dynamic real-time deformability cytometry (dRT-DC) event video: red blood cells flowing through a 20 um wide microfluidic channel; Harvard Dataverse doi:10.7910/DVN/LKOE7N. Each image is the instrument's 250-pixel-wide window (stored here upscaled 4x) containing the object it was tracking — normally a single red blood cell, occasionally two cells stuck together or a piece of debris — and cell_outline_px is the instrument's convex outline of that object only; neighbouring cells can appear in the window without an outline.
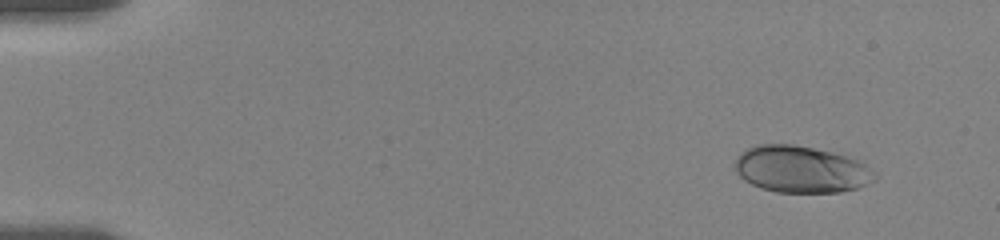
{"species": "human", "species_latin": "Homo sapiens", "temperature_condition": "room temperature", "stored_images_in_passage": 49, "camera_frame_rate_fps": 3000, "um_per_image_px": 0.085, "donor": {"sex": "female"}, "frame": {"image": 1, "passage_image": 1, "time_ms": 0.0, "image_size_px": [1000, 240], "cell_outline_px": [[876, 180], [868, 184], [856, 188], [840, 192], [776, 192], [760, 188], [744, 180], [736, 172], [732, 164], [736, 156], [740, 152], [756, 144], [792, 144], [832, 152], [860, 160], [876, 172]], "centroid_in_image_um": [68.07, 14.39], "position_along_channel_um": 16.9, "area_um2": 38.49}}
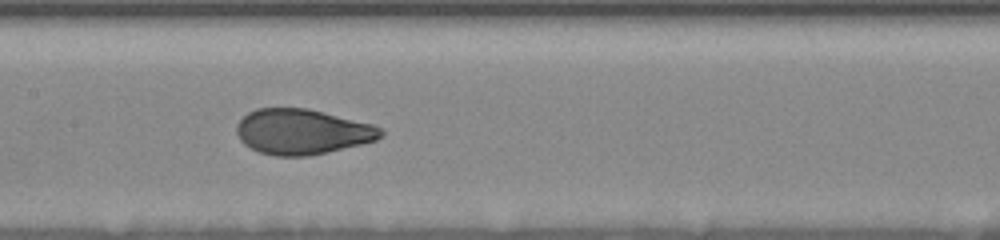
{"frame": {"image": 2, "passage_image": 24, "time_ms": 8.0, "image_size_px": [1000, 240], "cell_outline_px": [[384, 136], [376, 140], [360, 144], [308, 156], [276, 156], [260, 152], [244, 144], [240, 140], [236, 132], [236, 124], [248, 112], [256, 108], [308, 108], [372, 124], [384, 128]], "centroid_in_image_um": [25.69, 11.19], "position_along_channel_um": 181.7, "area_um2": 38.03}}
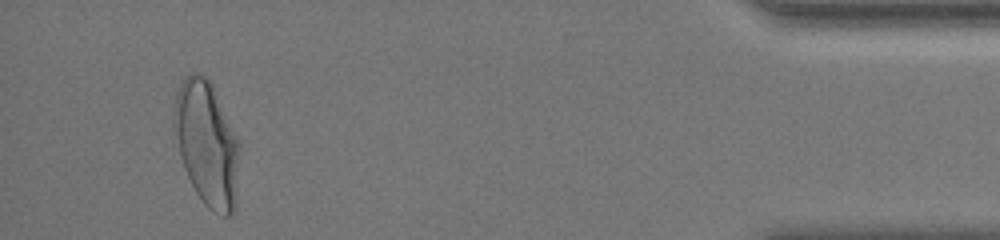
{"frame": {"image": 3, "passage_image": 46, "time_ms": 16.333, "image_size_px": [1000, 240], "cell_outline_px": [[240, 148], [236, 204], [232, 212], [228, 216], [220, 216], [212, 212], [204, 204], [196, 192], [184, 168], [180, 156], [172, 128], [176, 92], [184, 76], [192, 72], [200, 72], [212, 84], [240, 144]], "centroid_in_image_um": [17.57, 12.21], "position_along_channel_um": 417.6, "area_um2": 47.8}, "authors_computed_cell_mechanics": {"area_um2": 38.6104, "velocity_mm_per_s": 3.5516, "shape_relaxation_time_tau1_ms": 4.0943, "shape_relaxation_time_tau2_ms": null, "deformation_change_tau1": 0.1864, "deformation_change_tau2": null}}